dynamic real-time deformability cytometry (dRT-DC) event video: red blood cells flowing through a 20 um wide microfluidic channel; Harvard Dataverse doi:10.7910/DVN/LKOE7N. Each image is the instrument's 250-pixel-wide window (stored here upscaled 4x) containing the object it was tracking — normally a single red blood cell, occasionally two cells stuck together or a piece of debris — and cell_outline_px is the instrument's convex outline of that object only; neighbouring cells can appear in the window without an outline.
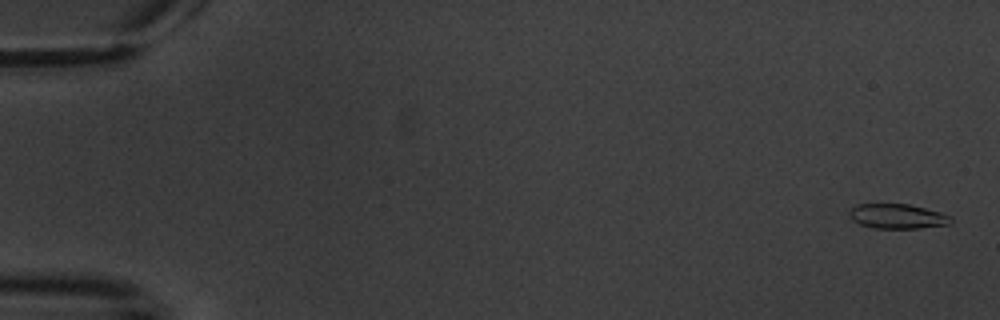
{"species": "common noctule bat (a hibernating species)", "species_latin": "Nyctalus noctula", "temperature_condition": "warm", "stored_images_in_passage": 6, "camera_frame_rate_fps": 3000, "um_per_image_px": 0.085, "animal": {"sex": "male", "body_mass_g": 20.1, "forearm_length_mm": 53.5}, "frame": {"image": 1, "passage_image": 1, "time_ms": 0.0, "image_size_px": [1000, 320], "cell_outline_px": [[952, 220], [948, 224], [920, 228], [872, 228], [860, 224], [852, 220], [848, 212], [856, 204], [908, 204], [940, 212], [952, 216]], "centroid_in_image_um": [76.26, 18.38], "position_along_channel_um": 8.7, "area_um2": 14.57}}